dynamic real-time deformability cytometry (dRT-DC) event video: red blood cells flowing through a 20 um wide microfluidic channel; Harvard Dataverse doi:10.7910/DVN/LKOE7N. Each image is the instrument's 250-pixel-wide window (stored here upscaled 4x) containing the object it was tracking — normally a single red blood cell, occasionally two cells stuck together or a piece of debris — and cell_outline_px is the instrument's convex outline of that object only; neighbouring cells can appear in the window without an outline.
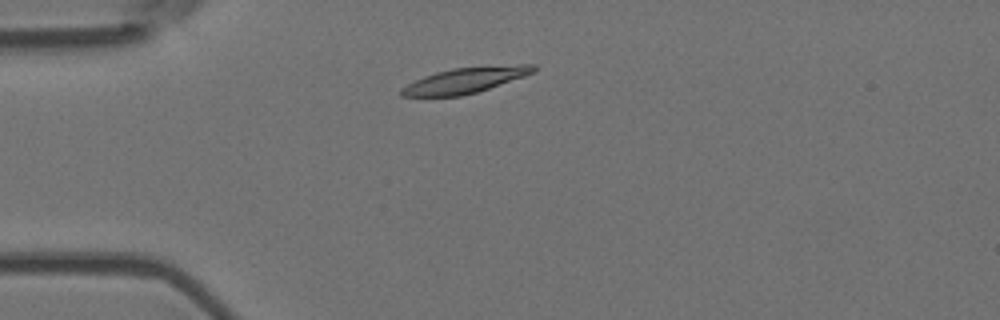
{"species": "Egyptian fruit bat (a non-hibernating species)", "species_latin": "Rousettus aegyptiacus", "temperature_condition": "room temperature", "stored_images_in_passage": 3, "camera_frame_rate_fps": 3000, "um_per_image_px": 0.085, "animal": {"sex": "female"}, "frame": {"image": 1, "passage_image": 1, "time_ms": 0.0, "image_size_px": [1000, 320], "cell_outline_px": [[536, 72], [476, 92], [460, 96], [400, 96], [400, 88], [424, 76], [436, 72], [452, 68], [520, 64], [536, 64]], "centroid_in_image_um": [39.55, 6.81], "position_along_channel_um": 45.4, "area_um2": 19.48}}
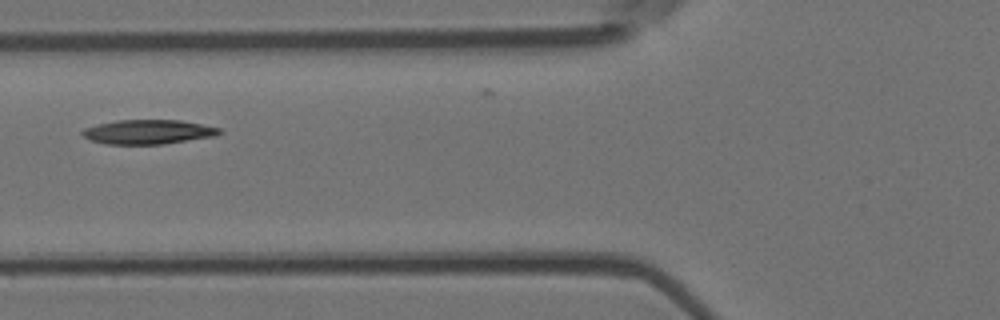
{"frame": {"image": 2, "passage_image": 3, "time_ms": 0.667, "image_size_px": [1000, 320], "cell_outline_px": [[224, 132], [216, 136], [164, 144], [104, 144], [92, 140], [84, 136], [80, 132], [84, 128], [96, 124], [116, 120], [180, 120], [220, 128]], "centroid_in_image_um": [12.6, 11.21], "position_along_channel_um": 113.2, "area_um2": 19.54}}